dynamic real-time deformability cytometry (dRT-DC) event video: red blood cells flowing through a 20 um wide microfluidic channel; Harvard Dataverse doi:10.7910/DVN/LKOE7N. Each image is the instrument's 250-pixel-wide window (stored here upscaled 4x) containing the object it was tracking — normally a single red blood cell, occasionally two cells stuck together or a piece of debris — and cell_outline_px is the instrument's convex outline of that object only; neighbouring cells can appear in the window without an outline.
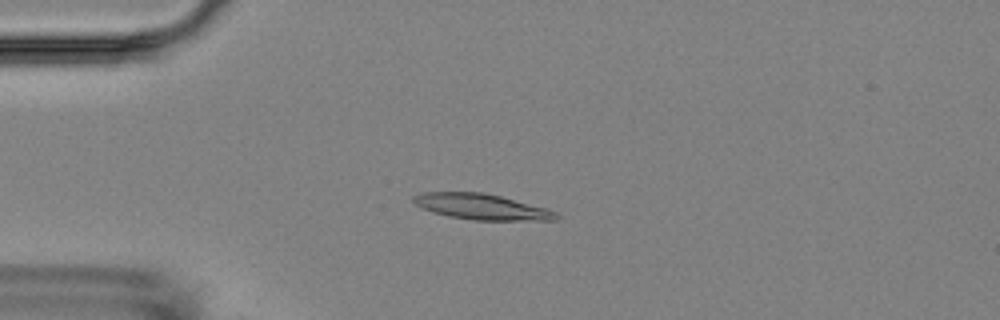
{"species": "Egyptian fruit bat (a non-hibernating species)", "species_latin": "Rousettus aegyptiacus", "temperature_condition": "room temperature", "stored_images_in_passage": 5, "camera_frame_rate_fps": 3000, "um_per_image_px": 0.085, "animal": {"sex": "female"}, "frame": {"image": 1, "passage_image": 3, "time_ms": 2.667, "image_size_px": [1000, 320], "cell_outline_px": [[560, 220], [472, 220], [448, 216], [432, 212], [420, 208], [412, 200], [412, 196], [420, 192], [484, 192], [548, 208], [556, 212], [560, 216]], "centroid_in_image_um": [40.93, 17.57], "position_along_channel_um": 44.1, "area_um2": 21.62}}